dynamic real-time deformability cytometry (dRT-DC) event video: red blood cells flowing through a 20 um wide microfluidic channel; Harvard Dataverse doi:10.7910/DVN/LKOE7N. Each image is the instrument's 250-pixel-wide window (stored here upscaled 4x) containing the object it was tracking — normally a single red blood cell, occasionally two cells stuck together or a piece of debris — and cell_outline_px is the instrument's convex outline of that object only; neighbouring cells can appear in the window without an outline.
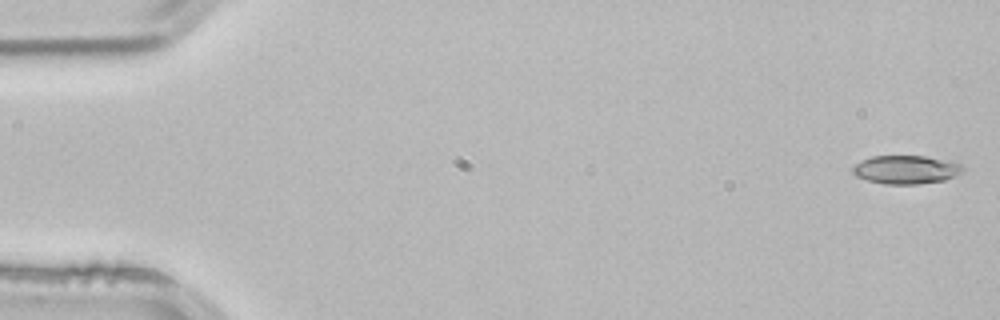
{"species": "common noctule bat (a hibernating species)", "species_latin": "Nyctalus noctula", "temperature_condition": "room temperature", "stored_images_in_passage": 3, "camera_frame_rate_fps": 3000, "um_per_image_px": 0.085, "animal": {"sex": "male", "body_mass_g": 21.5, "forearm_length_mm": 52.0}, "frame": {"image": 1, "passage_image": 1, "time_ms": 0.0, "image_size_px": [1000, 320], "cell_outline_px": [[964, 172], [944, 180], [916, 184], [884, 184], [868, 180], [856, 176], [852, 172], [852, 168], [856, 164], [872, 156], [924, 156], [952, 160], [960, 164], [964, 168]], "centroid_in_image_um": [77.05, 14.41], "position_along_channel_um": 7.9, "area_um2": 18.26}}